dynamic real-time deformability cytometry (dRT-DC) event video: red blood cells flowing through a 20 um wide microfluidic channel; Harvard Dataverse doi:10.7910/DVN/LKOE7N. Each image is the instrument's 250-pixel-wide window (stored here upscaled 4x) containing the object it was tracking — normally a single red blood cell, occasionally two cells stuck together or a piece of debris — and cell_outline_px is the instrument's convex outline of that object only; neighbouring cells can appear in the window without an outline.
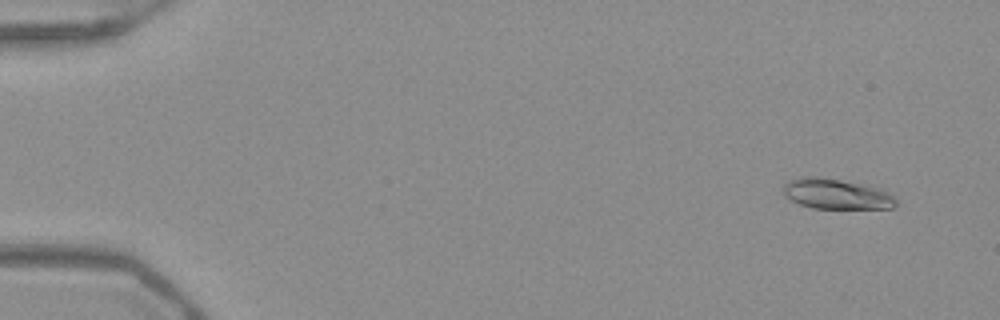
{"species": "Egyptian fruit bat (a non-hibernating species)", "species_latin": "Rousettus aegyptiacus", "temperature_condition": "warm", "stored_images_in_passage": 53, "camera_frame_rate_fps": 3000, "um_per_image_px": 0.085, "frame": {"image": 1, "passage_image": 4, "time_ms": 1.0, "image_size_px": [1000, 320], "cell_outline_px": [[896, 204], [892, 208], [812, 208], [800, 204], [784, 196], [784, 184], [788, 180], [804, 176], [816, 176], [840, 180], [880, 188], [888, 192], [896, 200]], "centroid_in_image_um": [71.06, 16.48], "position_along_channel_um": 13.9, "area_um2": 19.71}}
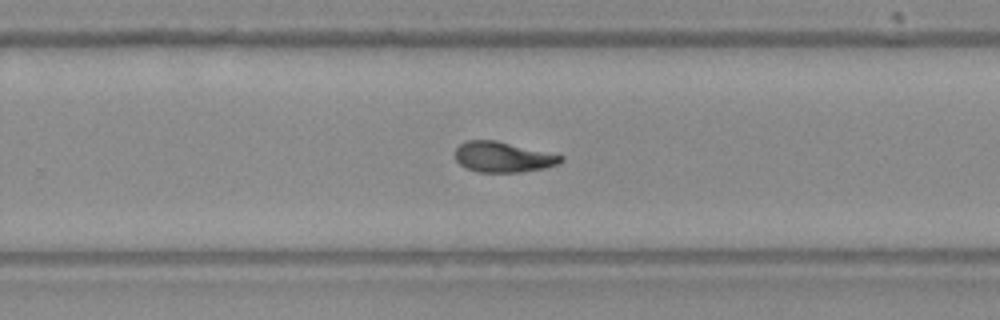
{"frame": {"image": 2, "passage_image": 35, "time_ms": 11.333, "image_size_px": [1000, 320], "cell_outline_px": [[564, 160], [556, 164], [544, 168], [520, 172], [476, 172], [460, 164], [456, 160], [456, 148], [460, 144], [468, 140], [496, 140], [564, 156]], "centroid_in_image_um": [42.74, 13.34], "position_along_channel_um": 287.1, "area_um2": 18.55}}
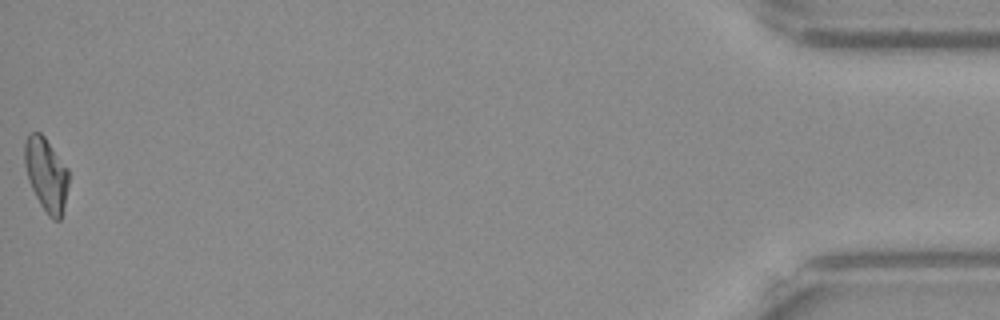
{"frame": {"image": 3, "passage_image": 53, "time_ms": 17.333, "image_size_px": [1000, 320], "cell_outline_px": [[68, 184], [64, 204], [60, 220], [52, 220], [48, 216], [40, 204], [28, 180], [24, 164], [24, 144], [28, 136], [32, 132], [40, 132], [44, 136], [68, 168]], "centroid_in_image_um": [3.92, 14.82], "position_along_channel_um": 431.3, "area_um2": 18.73}, "authors_computed_cell_mechanics": {"area_um2": 19.1318, "velocity_mm_per_s": 3.9362, "shape_relaxation_time_tau1_ms": null, "shape_relaxation_time_tau2_ms": 3.2782, "deformation_change_tau1": null, "deformation_change_tau2": 0.0909}}